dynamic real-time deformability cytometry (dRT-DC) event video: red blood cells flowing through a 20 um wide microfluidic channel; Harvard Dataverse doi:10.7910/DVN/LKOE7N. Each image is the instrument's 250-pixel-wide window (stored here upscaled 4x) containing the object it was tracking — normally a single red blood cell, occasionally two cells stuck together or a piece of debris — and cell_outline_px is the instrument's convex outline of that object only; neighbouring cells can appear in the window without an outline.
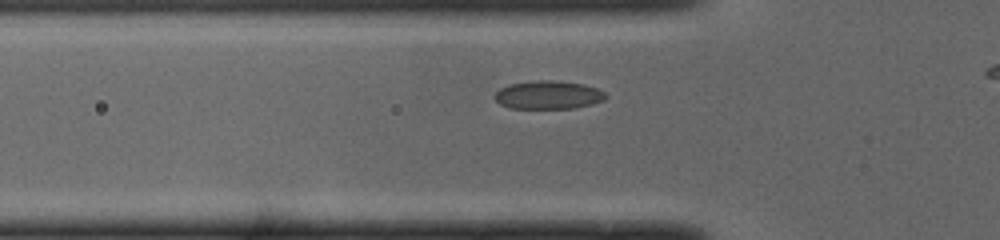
{"species": "common noctule bat (a hibernating species)", "species_latin": "Nyctalus noctula", "temperature_condition": "cold", "stored_images_in_passage": 23, "camera_frame_rate_fps": 3000, "um_per_image_px": 0.085, "animal": {"sex": "male", "body_mass_g": 19.0, "forearm_length_mm": 50.8}, "frame": {"image": 1, "passage_image": 8, "time_ms": 2.333, "image_size_px": [1000, 240], "cell_outline_px": [[608, 96], [604, 100], [592, 104], [572, 108], [508, 108], [500, 104], [492, 96], [500, 88], [508, 84], [536, 80], [552, 80], [584, 84], [596, 88], [604, 92]], "centroid_in_image_um": [46.58, 8.06], "position_along_channel_um": 79.2, "area_um2": 18.38}}
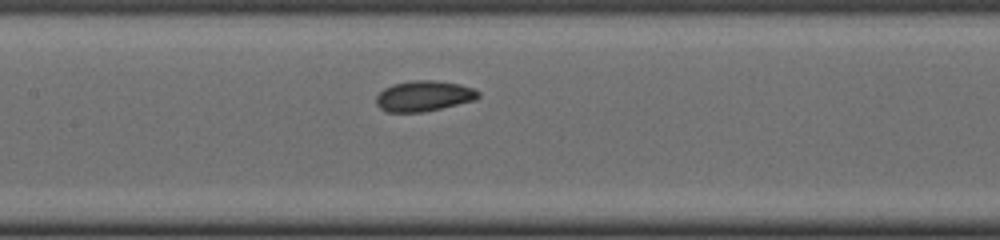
{"frame": {"image": 2, "passage_image": 15, "time_ms": 4.667, "image_size_px": [1000, 240], "cell_outline_px": [[480, 96], [476, 100], [424, 112], [388, 112], [380, 108], [376, 104], [376, 96], [384, 88], [392, 84], [412, 80], [436, 80], [460, 84], [472, 88], [480, 92]], "centroid_in_image_um": [36.03, 8.16], "position_along_channel_um": 171.4, "area_um2": 18.32}}
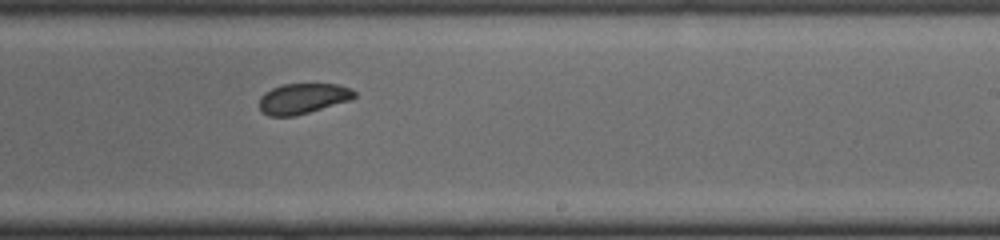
{"frame": {"image": 3, "passage_image": 22, "time_ms": 7.0, "image_size_px": [1000, 240], "cell_outline_px": [[356, 96], [348, 100], [308, 112], [292, 116], [268, 116], [260, 108], [260, 96], [264, 92], [272, 88], [284, 84], [336, 84], [352, 88], [356, 92]], "centroid_in_image_um": [25.73, 8.36], "position_along_channel_um": 263.3, "area_um2": 16.59}}